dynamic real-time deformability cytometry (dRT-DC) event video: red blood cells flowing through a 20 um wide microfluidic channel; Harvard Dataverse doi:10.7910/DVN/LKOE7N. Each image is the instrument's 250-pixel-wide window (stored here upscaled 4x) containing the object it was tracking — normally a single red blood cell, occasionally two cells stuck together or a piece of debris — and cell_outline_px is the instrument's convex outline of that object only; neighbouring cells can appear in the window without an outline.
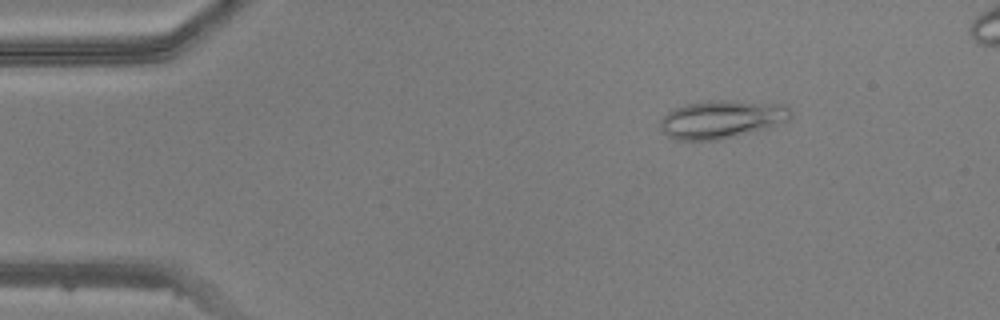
{"species": "common noctule bat (a hibernating species)", "species_latin": "Nyctalus noctula", "temperature_condition": "warm", "stored_images_in_passage": 49, "camera_frame_rate_fps": 3000, "um_per_image_px": 0.085, "animal": {"sex": "male", "body_mass_g": 20.5, "forearm_length_mm": 52.5}, "frame": {"image": 1, "passage_image": 7, "time_ms": 2.0, "image_size_px": [1000, 320], "cell_outline_px": [[792, 116], [788, 120], [768, 128], [720, 140], [676, 140], [668, 136], [660, 128], [660, 120], [668, 112], [684, 104], [708, 100], [736, 100], [784, 104], [792, 112]], "centroid_in_image_um": [61.35, 10.13], "position_along_channel_um": 23.6, "area_um2": 29.19}}
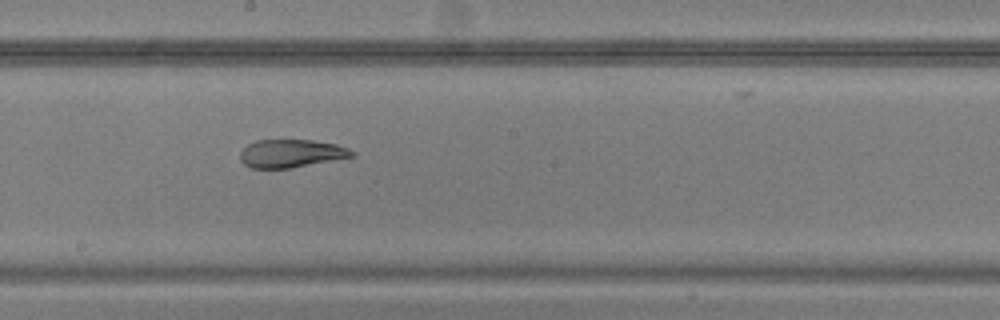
{"frame": {"image": 2, "passage_image": 27, "time_ms": 8.667, "image_size_px": [1000, 320], "cell_outline_px": [[356, 156], [292, 168], [252, 168], [244, 164], [240, 160], [240, 152], [248, 144], [256, 140], [312, 140], [336, 144], [348, 148], [356, 152]], "centroid_in_image_um": [24.77, 13.04], "position_along_channel_um": 223.4, "area_um2": 18.38}}
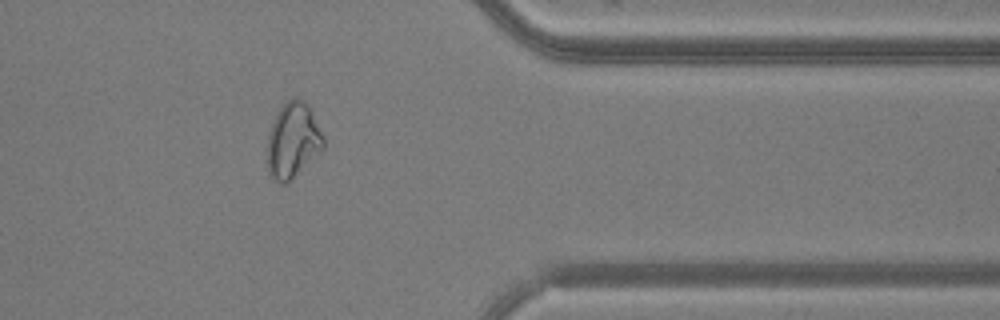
{"frame": {"image": 3, "passage_image": 40, "time_ms": 13.0, "image_size_px": [1000, 320], "cell_outline_px": [[324, 148], [288, 184], [280, 184], [268, 172], [268, 132], [276, 112], [292, 96], [296, 96], [304, 100], [308, 104], [324, 136]], "centroid_in_image_um": [24.9, 11.92], "position_along_channel_um": 386.5, "area_um2": 24.91}}